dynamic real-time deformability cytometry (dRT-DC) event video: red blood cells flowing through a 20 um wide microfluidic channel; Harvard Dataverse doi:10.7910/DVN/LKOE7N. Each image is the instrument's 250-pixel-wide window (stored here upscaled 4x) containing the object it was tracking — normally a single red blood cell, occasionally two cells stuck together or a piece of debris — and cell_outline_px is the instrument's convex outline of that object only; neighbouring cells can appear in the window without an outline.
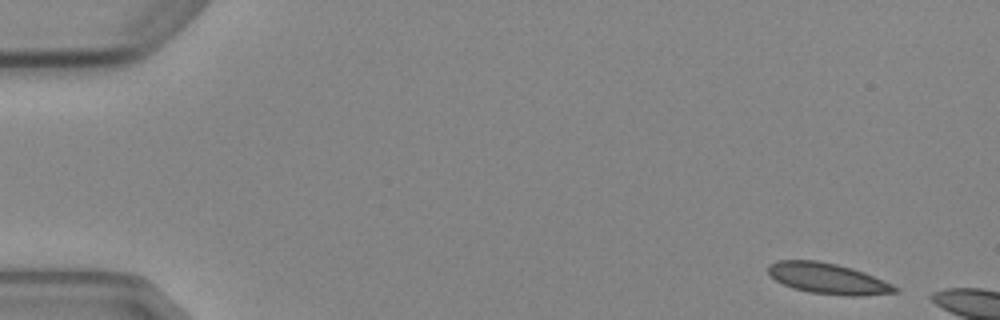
{"species": "Egyptian fruit bat (a non-hibernating species)", "species_latin": "Rousettus aegyptiacus", "temperature_condition": "cold", "stored_images_in_passage": 3, "camera_frame_rate_fps": 3000, "um_per_image_px": 0.085, "animal": {"sex": "female"}, "frame": {"image": 1, "passage_image": 1, "time_ms": 0.0, "image_size_px": [1000, 320], "cell_outline_px": [[900, 292], [860, 296], [844, 296], [808, 292], [792, 288], [776, 280], [768, 272], [768, 264], [776, 260], [816, 260], [836, 264], [852, 268], [864, 272], [892, 284], [900, 288]], "centroid_in_image_um": [70.39, 23.68], "position_along_channel_um": 14.6, "area_um2": 22.89}}